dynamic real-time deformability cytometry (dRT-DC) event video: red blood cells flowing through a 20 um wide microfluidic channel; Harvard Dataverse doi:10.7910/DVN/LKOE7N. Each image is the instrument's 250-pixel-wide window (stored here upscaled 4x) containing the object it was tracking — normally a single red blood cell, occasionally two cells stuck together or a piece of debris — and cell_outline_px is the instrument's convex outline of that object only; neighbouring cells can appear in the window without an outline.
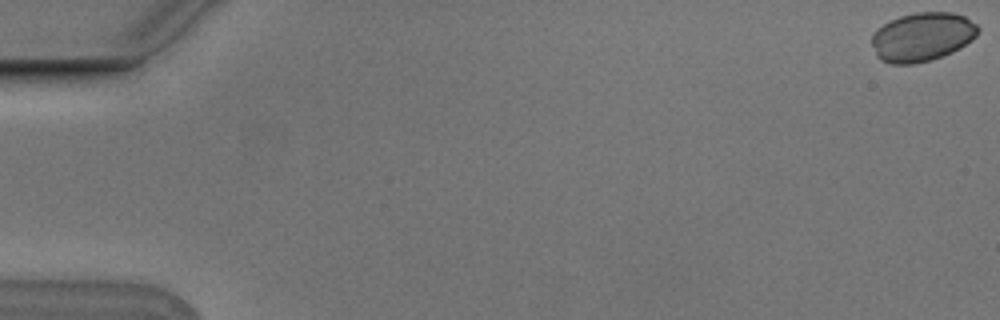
{"species": "Egyptian fruit bat (a non-hibernating species)", "species_latin": "Rousettus aegyptiacus", "temperature_condition": "cold", "stored_images_in_passage": 5, "camera_frame_rate_fps": 3000, "um_per_image_px": 0.085, "animal": {"sex": "male"}, "frame": {"image": 1, "passage_image": 1, "time_ms": 0.0, "image_size_px": [1000, 320], "cell_outline_px": [[980, 32], [972, 40], [952, 52], [928, 60], [912, 64], [892, 64], [880, 60], [876, 56], [872, 44], [872, 32], [876, 28], [888, 20], [900, 16], [916, 12], [952, 12], [964, 16], [976, 24], [980, 28]], "centroid_in_image_um": [78.36, 3.12], "position_along_channel_um": 6.6, "area_um2": 30.4}}